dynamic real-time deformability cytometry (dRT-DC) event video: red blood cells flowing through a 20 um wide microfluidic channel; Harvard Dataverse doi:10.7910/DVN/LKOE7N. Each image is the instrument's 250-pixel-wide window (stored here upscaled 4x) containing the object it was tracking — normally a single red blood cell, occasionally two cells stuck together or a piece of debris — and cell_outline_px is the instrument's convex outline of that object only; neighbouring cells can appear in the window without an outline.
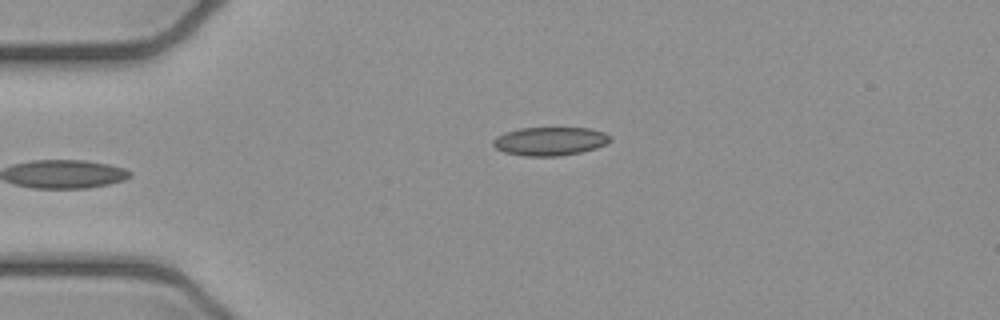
{"species": "common noctule bat (a hibernating species)", "species_latin": "Nyctalus noctula", "temperature_condition": "cold", "stored_images_in_passage": 4, "camera_frame_rate_fps": 3000, "um_per_image_px": 0.085, "animal": {"sex": "female", "body_mass_g": 21.9}, "frame": {"image": 1, "passage_image": 4, "time_ms": 1.0, "image_size_px": [1000, 320], "cell_outline_px": [[612, 140], [596, 148], [580, 152], [560, 156], [524, 156], [504, 152], [496, 148], [492, 144], [492, 140], [496, 136], [520, 128], [588, 128], [604, 132], [612, 136]], "centroid_in_image_um": [46.75, 12.0], "position_along_channel_um": 38.2, "area_um2": 19.42}}